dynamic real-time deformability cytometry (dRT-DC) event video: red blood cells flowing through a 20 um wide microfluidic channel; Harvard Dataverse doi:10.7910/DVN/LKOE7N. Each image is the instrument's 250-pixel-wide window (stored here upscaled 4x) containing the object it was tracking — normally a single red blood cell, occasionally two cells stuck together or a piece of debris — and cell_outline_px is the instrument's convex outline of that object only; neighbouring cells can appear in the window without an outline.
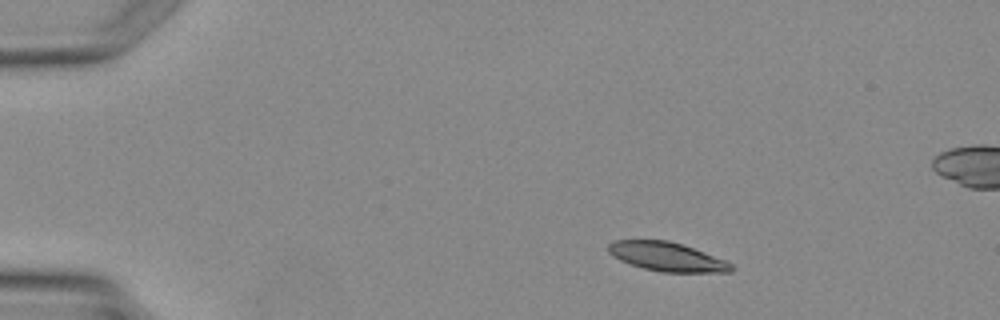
{"species": "Egyptian fruit bat (a non-hibernating species)", "species_latin": "Rousettus aegyptiacus", "temperature_condition": "warm", "stored_images_in_passage": 3, "segment_of_instrument_passage": [1, 2], "camera_frame_rate_fps": 3000, "um_per_image_px": 0.085, "animal": {"sex": "female"}, "frame": {"image": 1, "passage_image": 1, "time_ms": 0.0, "image_size_px": [1000, 320], "cell_outline_px": [[736, 268], [732, 272], [660, 272], [644, 268], [620, 260], [612, 256], [608, 252], [608, 244], [616, 240], [668, 240], [704, 252], [724, 260], [732, 264]], "centroid_in_image_um": [56.69, 21.83], "position_along_channel_um": 28.3, "area_um2": 20.58}}